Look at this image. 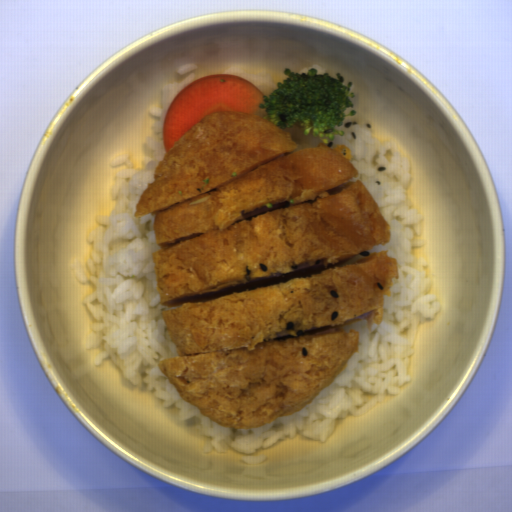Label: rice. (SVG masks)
<instances>
[{
    "label": "rice",
    "instance_id": "obj_1",
    "mask_svg": "<svg viewBox=\"0 0 512 512\" xmlns=\"http://www.w3.org/2000/svg\"><path fill=\"white\" fill-rule=\"evenodd\" d=\"M197 80L194 72L184 79L163 85L159 106L150 109L155 117L141 145L147 151L144 167H137L129 155H121L109 166L125 165L115 175L109 190L115 207L95 219L87 236L92 250L86 265L73 261L76 279L95 289L82 303L93 317L87 349L103 347L95 366L109 360L112 366L161 406L175 408L178 419L195 422L215 453L237 452L240 462L263 465L261 452L297 436L311 441L331 439L340 421L347 416L366 414L385 398L401 394L412 379L420 326L441 311L429 279L428 267L416 253L425 245V219L413 207L409 189L412 165L394 144L381 142L374 131L360 122L341 125L345 135H336V144L348 147L350 162L360 181L374 198L391 228L389 244L378 245L371 253L387 250L395 258L399 279L390 297H384L382 321L370 328L366 320L344 325L358 335L357 353L348 359L333 382L312 402L290 416L279 417L263 427L235 429L223 427L201 410L186 403L162 372L159 362L178 356L163 317L165 307L157 290L153 255L159 250L154 229L155 215L134 218L137 204L155 170L167 153L163 140L165 115L178 95Z\"/></svg>",
    "mask_w": 512,
    "mask_h": 512
},
{
    "label": "rice",
    "instance_id": "obj_2",
    "mask_svg": "<svg viewBox=\"0 0 512 512\" xmlns=\"http://www.w3.org/2000/svg\"><path fill=\"white\" fill-rule=\"evenodd\" d=\"M225 73L247 79L261 91L263 96L266 97H269L270 94L278 88L270 73L253 75L245 71L239 65L230 67Z\"/></svg>",
    "mask_w": 512,
    "mask_h": 512
},
{
    "label": "rice",
    "instance_id": "obj_3",
    "mask_svg": "<svg viewBox=\"0 0 512 512\" xmlns=\"http://www.w3.org/2000/svg\"><path fill=\"white\" fill-rule=\"evenodd\" d=\"M283 130L289 132L292 140L297 144L298 150L322 144L314 134H304L299 127H286Z\"/></svg>",
    "mask_w": 512,
    "mask_h": 512
},
{
    "label": "rice",
    "instance_id": "obj_4",
    "mask_svg": "<svg viewBox=\"0 0 512 512\" xmlns=\"http://www.w3.org/2000/svg\"><path fill=\"white\" fill-rule=\"evenodd\" d=\"M308 70H316L317 75L328 74L330 76V73H329L327 67L321 65L320 63L311 65V66H306L303 69H301L300 71H298L297 73L306 74Z\"/></svg>",
    "mask_w": 512,
    "mask_h": 512
},
{
    "label": "rice",
    "instance_id": "obj_5",
    "mask_svg": "<svg viewBox=\"0 0 512 512\" xmlns=\"http://www.w3.org/2000/svg\"><path fill=\"white\" fill-rule=\"evenodd\" d=\"M197 67H198V66H197V64H195V63H190V64L182 65L181 67H179V68L177 69V71H176V72H178V73H179V75H181V76H182V75H184V74L188 73V72H189V71H191V70H195V69H197Z\"/></svg>",
    "mask_w": 512,
    "mask_h": 512
}]
</instances>
